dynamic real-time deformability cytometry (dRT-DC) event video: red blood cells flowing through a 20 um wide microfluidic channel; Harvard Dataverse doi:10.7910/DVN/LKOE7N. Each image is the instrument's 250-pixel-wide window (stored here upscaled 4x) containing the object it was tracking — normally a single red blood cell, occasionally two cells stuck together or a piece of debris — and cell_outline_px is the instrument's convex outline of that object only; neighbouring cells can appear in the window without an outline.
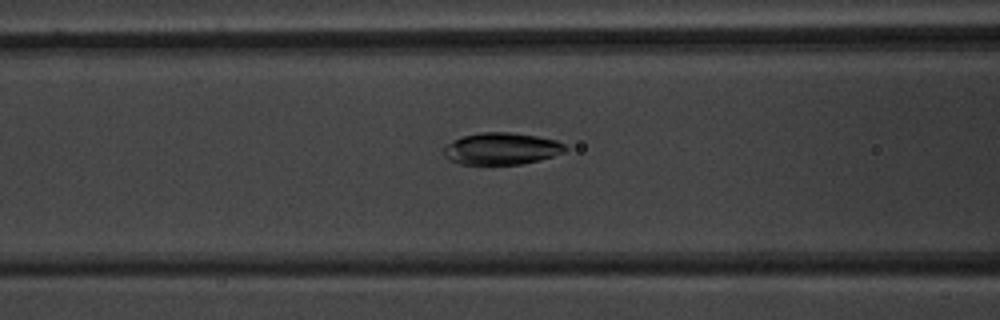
{"species": "common noctule bat (a hibernating species)", "species_latin": "Nyctalus noctula", "temperature_condition": "warm", "stored_images_in_passage": 51, "camera_frame_rate_fps": 3000, "um_per_image_px": 0.085, "animal": {"sex": "male", "body_mass_g": 20.1, "forearm_length_mm": 53.5}, "frame": {"image": 1, "passage_image": 21, "time_ms": 6.667, "image_size_px": [1000, 320], "cell_outline_px": [[568, 148], [564, 152], [540, 160], [520, 164], [460, 164], [444, 156], [444, 148], [452, 140], [464, 136], [480, 132], [512, 132], [536, 136], [556, 140], [564, 144]], "centroid_in_image_um": [42.64, 12.63], "position_along_channel_um": 124.0, "area_um2": 22.48}}
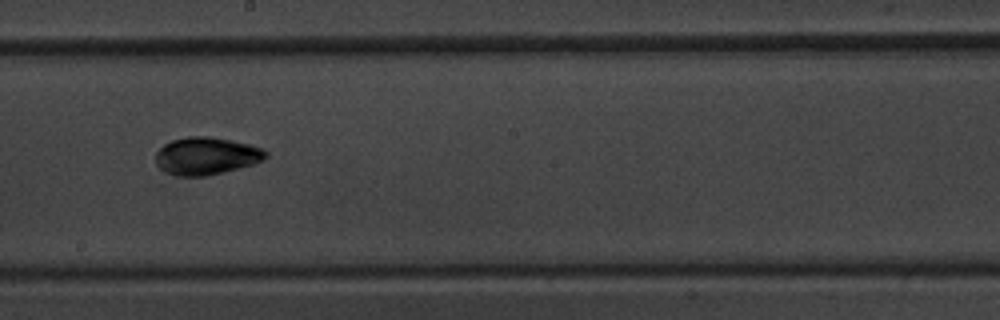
{"frame": {"image": 2, "passage_image": 29, "time_ms": 9.333, "image_size_px": [1000, 320], "cell_outline_px": [[268, 156], [264, 160], [252, 164], [224, 172], [208, 176], [176, 176], [164, 172], [156, 164], [156, 152], [164, 144], [172, 140], [188, 136], [208, 136], [248, 144], [264, 148], [268, 152]], "centroid_in_image_um": [17.53, 13.26], "position_along_channel_um": 230.7, "area_um2": 24.16}}
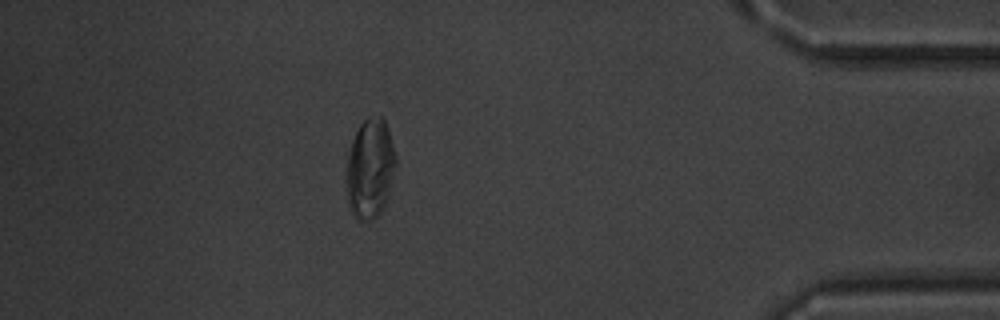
{"frame": {"image": 3, "passage_image": 45, "time_ms": 14.667, "image_size_px": [1000, 320], "cell_outline_px": [[396, 164], [388, 200], [380, 212], [372, 220], [356, 220], [348, 204], [344, 180], [348, 152], [352, 140], [360, 124], [368, 116], [380, 116], [384, 120], [388, 128], [396, 156]], "centroid_in_image_um": [31.43, 14.35], "position_along_channel_um": 403.8, "area_um2": 29.3}, "authors_computed_cell_mechanics": {"area_um2": 25.8366, "velocity_mm_per_s": 4.0, "shape_relaxation_time_tau1_ms": 3.121, "shape_relaxation_time_tau2_ms": 1.8477, "deformation_change_tau1": 0.0979, "deformation_change_tau2": 0.0452}}